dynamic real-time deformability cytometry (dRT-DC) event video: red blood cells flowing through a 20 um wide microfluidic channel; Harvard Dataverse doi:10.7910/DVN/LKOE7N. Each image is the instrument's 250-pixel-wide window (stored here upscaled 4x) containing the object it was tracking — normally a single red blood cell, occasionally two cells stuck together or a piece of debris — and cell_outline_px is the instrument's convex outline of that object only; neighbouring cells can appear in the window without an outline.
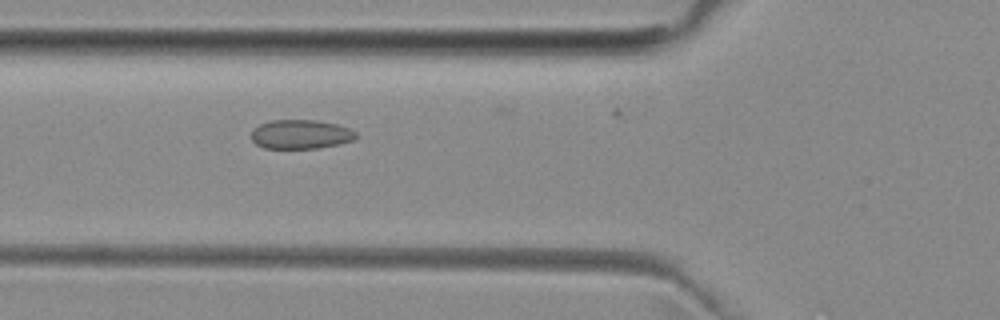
{"species": "common noctule bat (a hibernating species)", "species_latin": "Nyctalus noctula", "temperature_condition": "room temperature", "stored_images_in_passage": 6, "camera_frame_rate_fps": 3000, "um_per_image_px": 0.085, "animal": {"sex": "female", "body_mass_g": 29.2, "forearm_length_mm": 56.3}, "frame": {"image": 1, "passage_image": 6, "time_ms": 5.667, "image_size_px": [1000, 320], "cell_outline_px": [[356, 136], [352, 140], [340, 144], [316, 148], [264, 148], [256, 144], [252, 140], [252, 128], [260, 124], [272, 120], [316, 120], [336, 124], [348, 128], [356, 132]], "centroid_in_image_um": [25.53, 11.41], "position_along_channel_um": 100.3, "area_um2": 17.69}}